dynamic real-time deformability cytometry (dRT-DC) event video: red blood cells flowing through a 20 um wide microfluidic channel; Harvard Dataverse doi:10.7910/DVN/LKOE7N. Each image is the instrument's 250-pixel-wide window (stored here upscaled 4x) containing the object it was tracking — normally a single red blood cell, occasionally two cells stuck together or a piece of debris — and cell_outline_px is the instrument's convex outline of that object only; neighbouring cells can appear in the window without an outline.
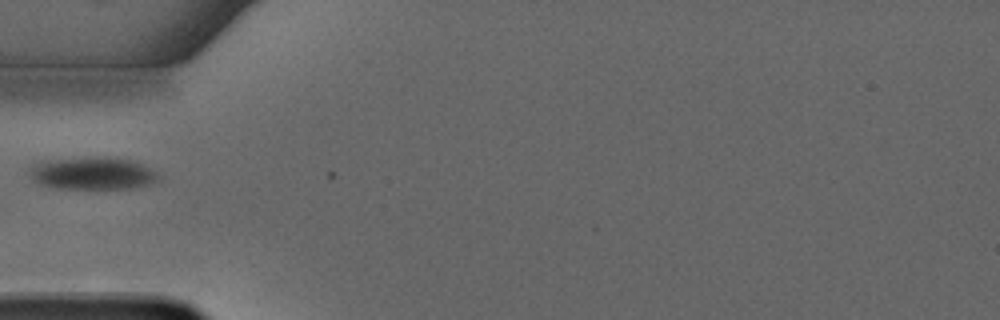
{"species": "common noctule bat (a hibernating species)", "species_latin": "Nyctalus noctula", "temperature_condition": "warm", "stored_images_in_passage": 3, "camera_frame_rate_fps": 3000, "um_per_image_px": 0.085, "animal": {"sex": "male", "forearm_length_mm": 52.5}, "frame": {"image": 1, "passage_image": 2, "time_ms": 0.333, "image_size_px": [1000, 320], "cell_outline_px": [[160, 180], [148, 184], [128, 188], [56, 188], [44, 184], [36, 180], [28, 172], [28, 168], [40, 160], [96, 156], [132, 160], [156, 172], [160, 176]], "centroid_in_image_um": [7.84, 14.71], "position_along_channel_um": 77.2, "area_um2": 24.22}}